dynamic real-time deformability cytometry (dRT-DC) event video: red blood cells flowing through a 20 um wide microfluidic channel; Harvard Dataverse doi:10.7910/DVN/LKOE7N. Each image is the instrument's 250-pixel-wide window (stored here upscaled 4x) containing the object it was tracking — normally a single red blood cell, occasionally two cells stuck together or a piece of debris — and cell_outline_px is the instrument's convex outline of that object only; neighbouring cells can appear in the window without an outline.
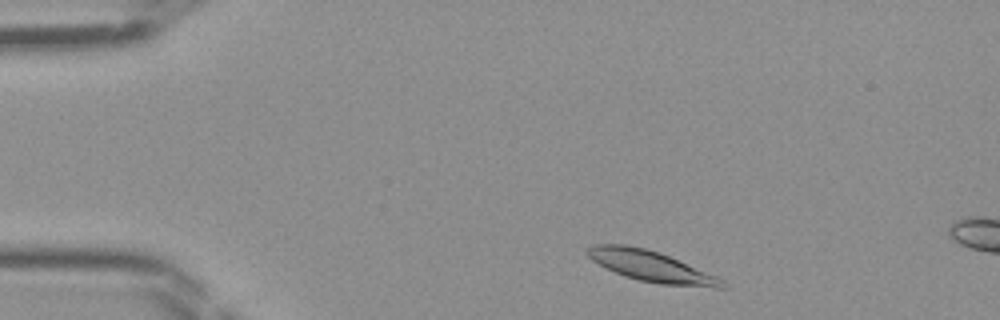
{"species": "Egyptian fruit bat (a non-hibernating species)", "species_latin": "Rousettus aegyptiacus", "temperature_condition": "room temperature", "stored_images_in_passage": 6, "camera_frame_rate_fps": 3000, "um_per_image_px": 0.085, "frame": {"image": 1, "passage_image": 2, "time_ms": 0.333, "image_size_px": [1000, 320], "cell_outline_px": [[728, 288], [712, 288], [660, 284], [640, 280], [624, 276], [592, 260], [584, 252], [592, 244], [624, 244], [644, 248], [660, 252], [716, 276], [724, 280]], "centroid_in_image_um": [55.37, 22.64], "position_along_channel_um": 29.6, "area_um2": 24.1}}